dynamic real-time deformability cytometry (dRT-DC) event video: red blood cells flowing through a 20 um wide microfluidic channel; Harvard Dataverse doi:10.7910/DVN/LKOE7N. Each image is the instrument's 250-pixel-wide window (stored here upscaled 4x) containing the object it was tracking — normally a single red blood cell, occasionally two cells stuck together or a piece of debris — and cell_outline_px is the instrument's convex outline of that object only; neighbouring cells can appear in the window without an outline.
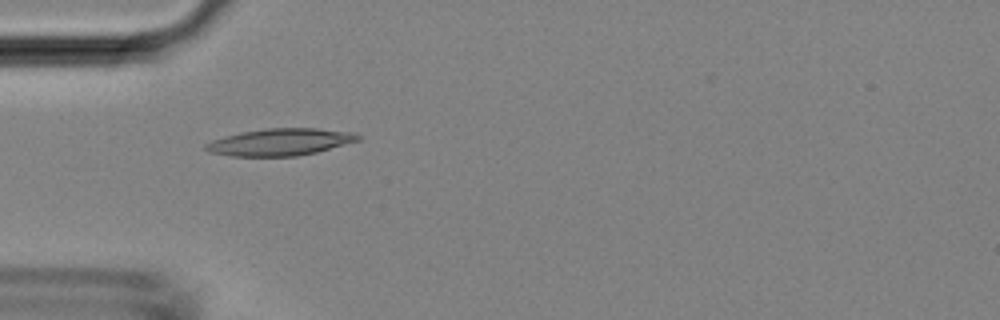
{"species": "Egyptian fruit bat (a non-hibernating species)", "species_latin": "Rousettus aegyptiacus", "temperature_condition": "room temperature", "stored_images_in_passage": 10, "camera_frame_rate_fps": 3000, "um_per_image_px": 0.085, "animal": {"sex": "female"}, "frame": {"image": 1, "passage_image": 3, "time_ms": 0.667, "image_size_px": [1000, 320], "cell_outline_px": [[360, 140], [316, 152], [296, 156], [232, 156], [208, 152], [204, 148], [204, 144], [212, 140], [224, 136], [240, 132], [264, 128], [316, 128], [356, 132], [360, 136]], "centroid_in_image_um": [23.8, 12.06], "position_along_channel_um": 61.2, "area_um2": 24.1}}
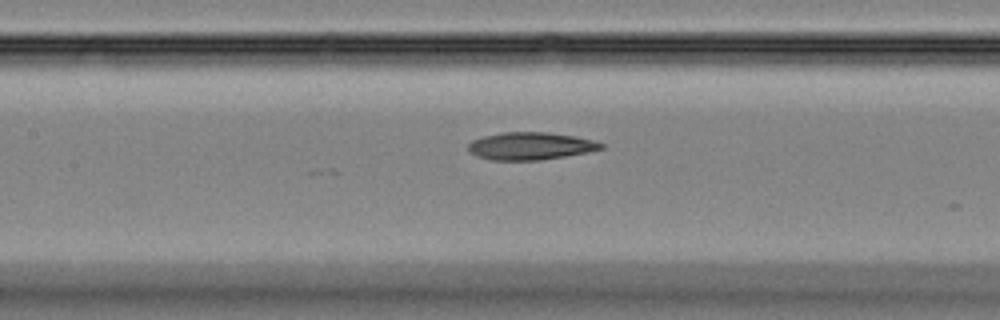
{"frame": {"image": 2, "passage_image": 10, "time_ms": 3.0, "image_size_px": [1000, 320], "cell_outline_px": [[604, 148], [588, 152], [540, 160], [492, 160], [476, 156], [468, 152], [468, 144], [472, 140], [484, 136], [504, 132], [548, 132], [576, 136], [592, 140], [604, 144]], "centroid_in_image_um": [45.07, 12.41], "position_along_channel_um": 162.3, "area_um2": 21.33}}